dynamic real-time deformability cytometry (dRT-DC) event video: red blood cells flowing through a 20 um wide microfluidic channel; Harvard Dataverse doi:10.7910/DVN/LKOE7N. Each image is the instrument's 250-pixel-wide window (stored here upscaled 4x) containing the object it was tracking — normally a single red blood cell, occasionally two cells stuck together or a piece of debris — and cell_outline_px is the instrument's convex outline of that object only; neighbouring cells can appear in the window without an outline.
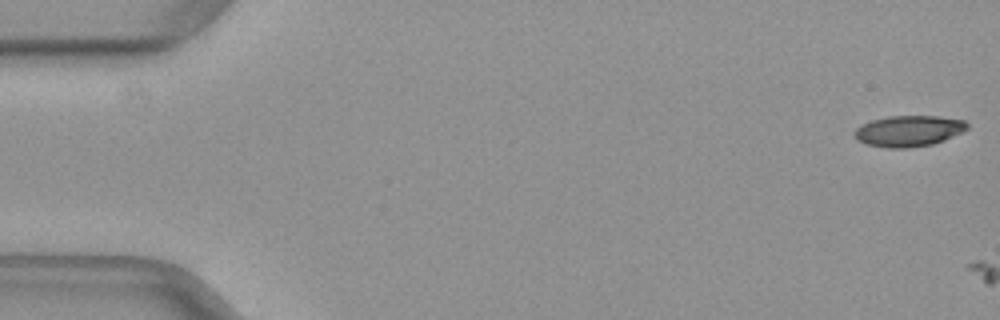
{"species": "common noctule bat (a hibernating species)", "species_latin": "Nyctalus noctula", "temperature_condition": "warm", "stored_images_in_passage": 5, "camera_frame_rate_fps": 3000, "um_per_image_px": 0.085, "animal": {"sex": "female", "body_mass_g": 29.2, "forearm_length_mm": 56.3}, "frame": {"image": 1, "passage_image": 1, "time_ms": 0.0, "image_size_px": [1000, 320], "cell_outline_px": [[968, 128], [944, 140], [932, 144], [908, 148], [888, 148], [868, 144], [860, 140], [852, 132], [856, 128], [872, 120], [888, 116], [936, 116], [964, 120], [968, 124]], "centroid_in_image_um": [77.24, 11.13], "position_along_channel_um": 7.8, "area_um2": 20.06}}